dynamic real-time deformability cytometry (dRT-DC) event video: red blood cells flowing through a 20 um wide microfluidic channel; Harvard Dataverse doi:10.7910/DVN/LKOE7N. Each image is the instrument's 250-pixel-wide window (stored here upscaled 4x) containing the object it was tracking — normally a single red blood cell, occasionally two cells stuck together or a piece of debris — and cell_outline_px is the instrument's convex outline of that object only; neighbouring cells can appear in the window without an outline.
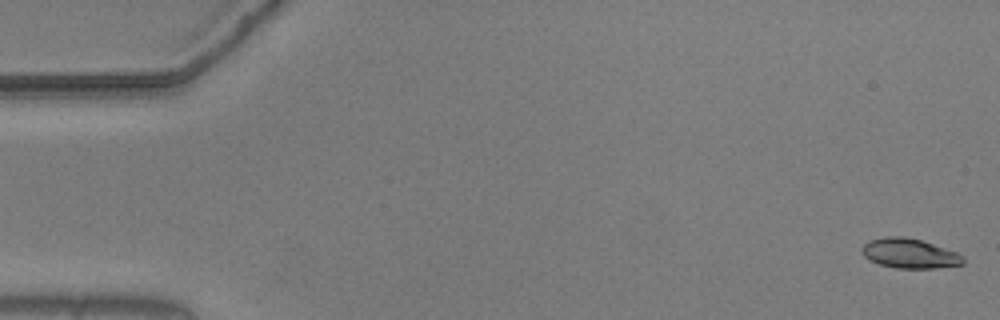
{"species": "common noctule bat (a hibernating species)", "species_latin": "Nyctalus noctula", "temperature_condition": "warm", "stored_images_in_passage": 50, "camera_frame_rate_fps": 3000, "um_per_image_px": 0.085, "animal": {"sex": "male", "body_mass_g": 20.5, "forearm_length_mm": 52.5}, "frame": {"image": 1, "passage_image": 1, "time_ms": 0.0, "image_size_px": [1000, 320], "cell_outline_px": [[964, 264], [936, 268], [896, 268], [880, 264], [868, 260], [860, 252], [860, 248], [868, 240], [884, 236], [904, 236], [920, 240], [956, 252], [964, 256]], "centroid_in_image_um": [77.26, 21.53], "position_along_channel_um": 7.7, "area_um2": 17.63}}
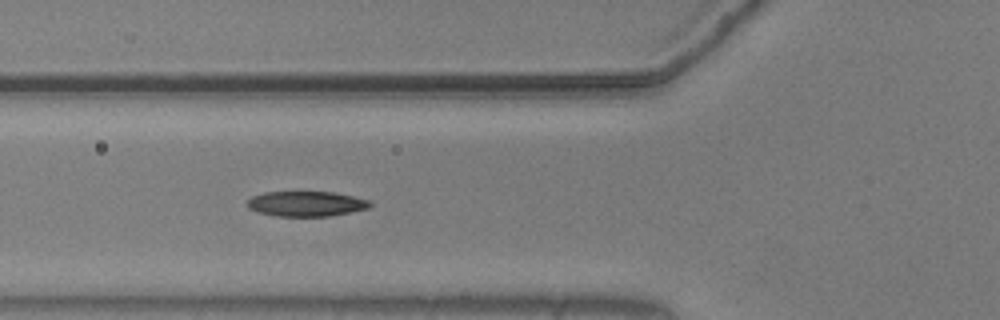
{"frame": {"image": 2, "passage_image": 20, "time_ms": 6.333, "image_size_px": [1000, 320], "cell_outline_px": [[372, 204], [368, 208], [328, 216], [276, 216], [256, 212], [248, 208], [244, 204], [252, 196], [264, 192], [332, 192], [372, 200]], "centroid_in_image_um": [25.98, 17.32], "position_along_channel_um": 99.8, "area_um2": 18.03}}
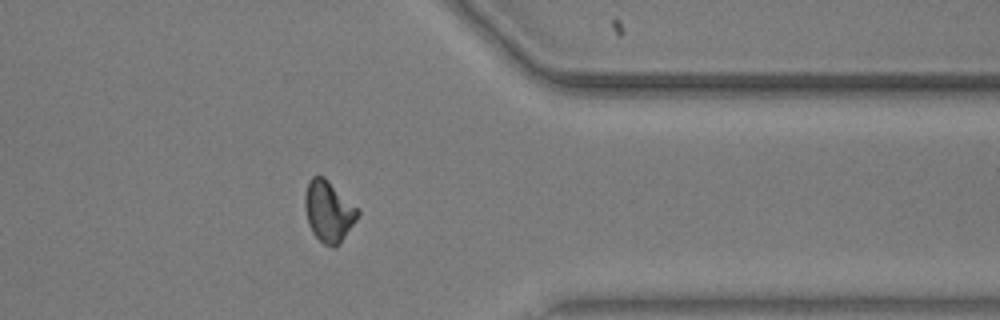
{"frame": {"image": 3, "passage_image": 44, "time_ms": 14.333, "image_size_px": [1000, 320], "cell_outline_px": [[360, 212], [356, 220], [336, 248], [332, 248], [324, 244], [312, 232], [308, 224], [304, 204], [304, 196], [308, 180], [312, 176], [324, 176], [360, 208]], "centroid_in_image_um": [27.94, 17.94], "position_along_channel_um": 383.5, "area_um2": 19.07}}